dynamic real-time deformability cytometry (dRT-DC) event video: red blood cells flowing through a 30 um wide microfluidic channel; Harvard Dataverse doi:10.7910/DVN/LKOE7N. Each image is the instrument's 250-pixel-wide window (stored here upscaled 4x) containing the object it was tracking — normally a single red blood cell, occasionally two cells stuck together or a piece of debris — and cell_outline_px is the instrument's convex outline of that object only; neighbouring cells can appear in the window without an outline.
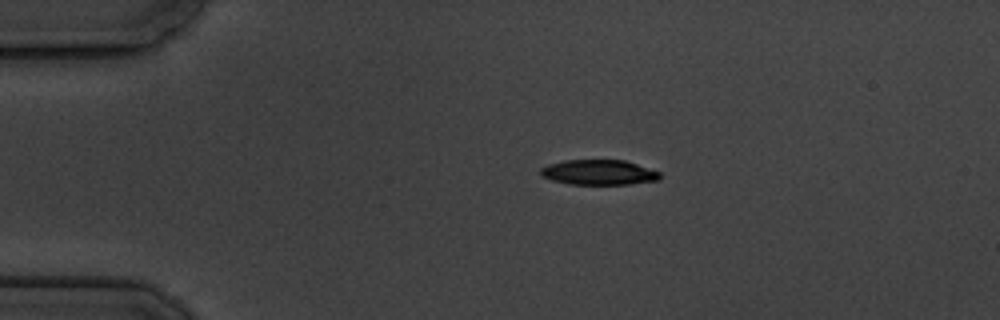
{"species": "common noctule bat (a hibernating species)", "species_latin": "Nyctalus noctula", "temperature_condition": "cold", "stored_images_in_passage": 7, "camera_frame_rate_fps": 3000, "um_per_image_px": 0.085, "animal": {"sex": "male", "body_mass_g": 19.5, "forearm_length_mm": 54.6}, "frame": {"image": 1, "passage_image": 1, "time_ms": 0.0, "image_size_px": [1000, 320], "cell_outline_px": [[660, 180], [628, 184], [568, 184], [552, 180], [544, 176], [540, 172], [540, 168], [548, 164], [564, 160], [624, 160], [660, 172]], "centroid_in_image_um": [50.89, 14.65], "position_along_channel_um": 34.1, "area_um2": 17.34}}
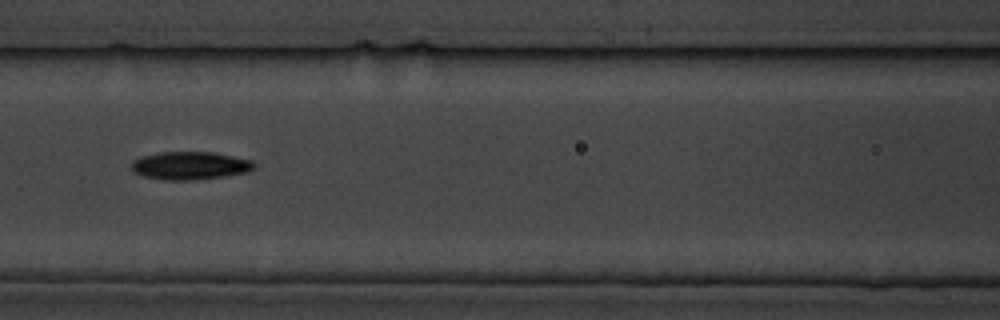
{"frame": {"image": 2, "passage_image": 5, "time_ms": 4.667, "image_size_px": [1000, 320], "cell_outline_px": [[256, 168], [248, 172], [224, 176], [192, 180], [164, 180], [144, 176], [132, 172], [132, 160], [140, 156], [160, 152], [212, 152], [252, 160], [256, 164]], "centroid_in_image_um": [16.15, 14.07], "position_along_channel_um": 150.5, "area_um2": 20.11}}
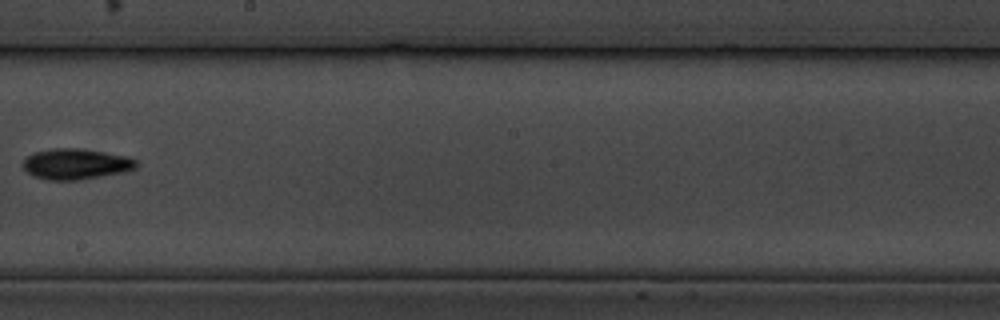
{"frame": {"image": 3, "passage_image": 7, "time_ms": 7.333, "image_size_px": [1000, 320], "cell_outline_px": [[140, 164], [136, 168], [128, 172], [80, 180], [48, 180], [32, 176], [20, 164], [32, 152], [52, 148], [80, 148], [128, 156], [136, 160]], "centroid_in_image_um": [6.48, 13.94], "position_along_channel_um": 241.7, "area_um2": 20.75}}